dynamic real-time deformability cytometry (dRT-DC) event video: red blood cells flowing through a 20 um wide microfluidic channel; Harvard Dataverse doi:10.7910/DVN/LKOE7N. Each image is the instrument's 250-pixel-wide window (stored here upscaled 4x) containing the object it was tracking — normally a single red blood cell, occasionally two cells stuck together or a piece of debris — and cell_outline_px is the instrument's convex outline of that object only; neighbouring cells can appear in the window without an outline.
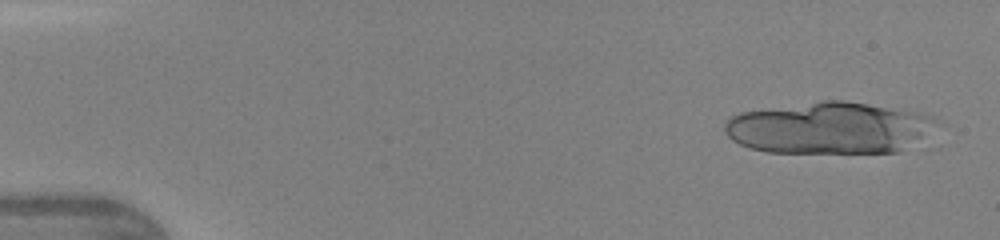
{"species": "human", "species_latin": "Homo sapiens", "temperature_condition": "warm", "stored_images_in_passage": 18, "camera_frame_rate_fps": 3000, "um_per_image_px": 0.085, "donor": {"sex": "female"}, "frame": {"image": 1, "passage_image": 1, "time_ms": 0.0, "image_size_px": [1000, 240], "cell_outline_px": [[940, 124], [920, 140], [900, 152], [768, 152], [752, 148], [740, 144], [732, 140], [728, 136], [724, 128], [724, 124], [732, 116], [740, 112], [824, 100], [844, 100], [920, 112], [932, 116]], "centroid_in_image_um": [70.52, 10.87], "position_along_channel_um": 14.5, "area_um2": 63.81}}
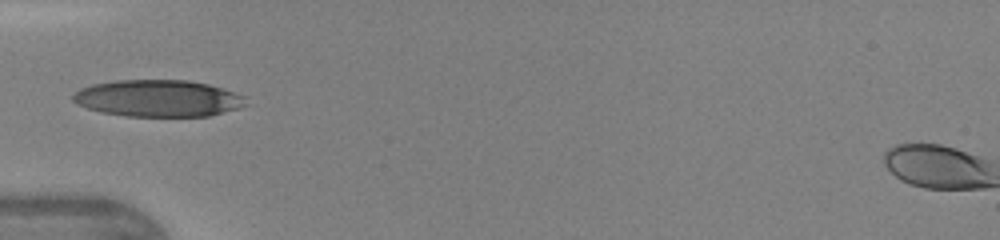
{"frame": {"image": 2, "passage_image": 10, "time_ms": 3.0, "image_size_px": [1000, 240], "cell_outline_px": [[248, 104], [240, 108], [208, 116], [128, 116], [104, 112], [88, 108], [72, 100], [72, 96], [80, 88], [92, 84], [116, 80], [188, 80], [208, 84], [244, 96]], "centroid_in_image_um": [13.45, 8.35], "position_along_channel_um": 71.5, "area_um2": 36.82}}